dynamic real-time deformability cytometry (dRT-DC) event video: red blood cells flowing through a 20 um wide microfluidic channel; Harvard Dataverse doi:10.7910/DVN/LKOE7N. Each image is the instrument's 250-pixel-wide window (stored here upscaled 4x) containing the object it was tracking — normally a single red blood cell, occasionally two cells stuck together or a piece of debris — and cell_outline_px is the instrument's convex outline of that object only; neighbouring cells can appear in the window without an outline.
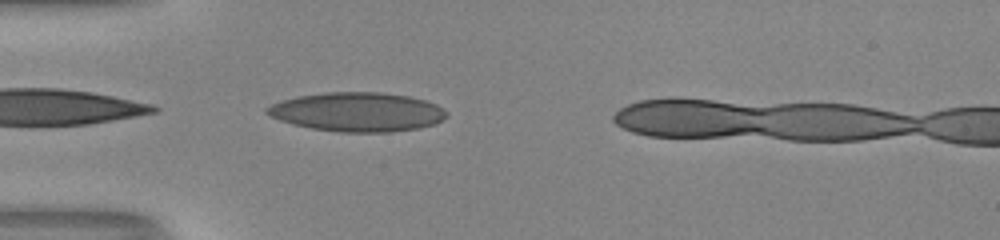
{"species": "human", "species_latin": "Homo sapiens", "temperature_condition": "room temperature", "stored_images_in_passage": 33, "camera_frame_rate_fps": 3000, "um_per_image_px": 0.085, "donor": {"sex": "male"}, "frame": {"image": 1, "passage_image": 1, "time_ms": 0.0, "image_size_px": [1000, 240], "cell_outline_px": [[448, 116], [436, 124], [420, 128], [392, 132], [340, 132], [312, 128], [292, 124], [280, 120], [264, 112], [264, 108], [272, 104], [296, 96], [328, 92], [380, 92], [408, 96], [424, 100], [436, 104], [444, 108], [448, 112]], "centroid_in_image_um": [30.41, 9.52], "position_along_channel_um": 54.6, "area_um2": 41.1}, "authors_computed_cell_mechanics": {"area_um2": 36.6452, "velocity_mm_per_s": 4.0289, "shape_relaxation_time_tau1_ms": 11.1221, "shape_relaxation_time_tau2_ms": 0.7755, "deformation_change_tau1": 0.3403, "deformation_change_tau2": 0.0674}}